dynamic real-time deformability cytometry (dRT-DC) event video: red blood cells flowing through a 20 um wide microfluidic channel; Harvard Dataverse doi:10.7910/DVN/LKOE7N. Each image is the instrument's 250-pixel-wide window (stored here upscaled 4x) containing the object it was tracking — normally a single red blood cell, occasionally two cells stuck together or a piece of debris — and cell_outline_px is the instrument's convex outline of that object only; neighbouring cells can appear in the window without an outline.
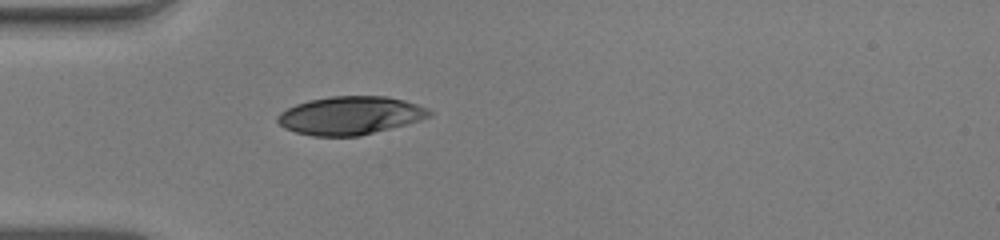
{"species": "human", "species_latin": "Homo sapiens", "temperature_condition": "warm", "stored_images_in_passage": 32, "camera_frame_rate_fps": 3000, "um_per_image_px": 0.085, "donor": {"sex": "male"}, "frame": {"image": 1, "passage_image": 1, "time_ms": 0.0, "image_size_px": [1000, 240], "cell_outline_px": [[432, 116], [420, 120], [360, 136], [312, 136], [296, 132], [284, 128], [276, 120], [276, 116], [280, 112], [296, 104], [308, 100], [332, 96], [388, 96], [404, 100], [428, 108], [432, 112]], "centroid_in_image_um": [29.76, 9.81], "position_along_channel_um": 55.2, "area_um2": 33.81}}
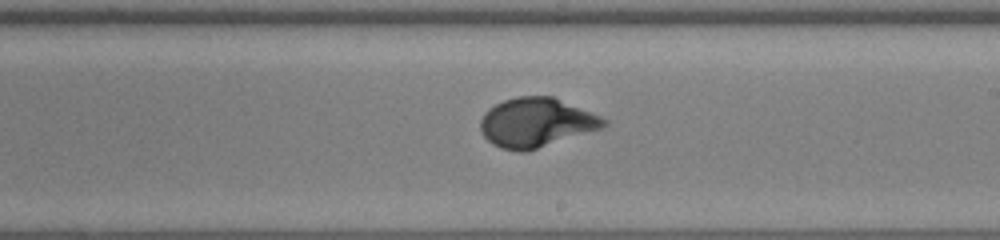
{"frame": {"image": 2, "passage_image": 16, "time_ms": 5.0, "image_size_px": [1000, 240], "cell_outline_px": [[608, 124], [604, 128], [524, 152], [520, 152], [500, 148], [492, 144], [480, 132], [480, 120], [484, 112], [488, 108], [504, 100], [516, 96], [552, 96], [600, 116], [608, 120]], "centroid_in_image_um": [45.56, 10.42], "position_along_channel_um": 243.4, "area_um2": 35.43}}
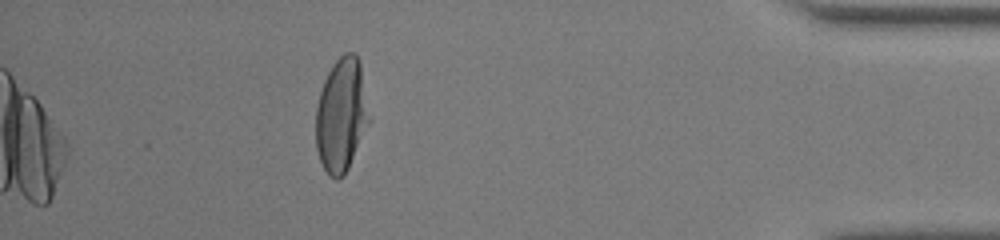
{"frame": {"image": 3, "passage_image": 32, "time_ms": 10.333, "image_size_px": [1000, 240], "cell_outline_px": [[372, 120], [344, 176], [336, 180], [328, 176], [320, 160], [316, 148], [316, 108], [320, 92], [324, 80], [328, 72], [336, 60], [344, 52], [352, 52], [356, 56], [360, 64]], "centroid_in_image_um": [29.04, 9.81], "position_along_channel_um": 406.2, "area_um2": 35.78}, "authors_computed_cell_mechanics": {"area_um2": 35.2291, "velocity_mm_per_s": 3.928, "shape_relaxation_time_tau1_ms": 3.3474, "shape_relaxation_time_tau2_ms": null, "deformation_change_tau1": 0.2067, "deformation_change_tau2": null}}